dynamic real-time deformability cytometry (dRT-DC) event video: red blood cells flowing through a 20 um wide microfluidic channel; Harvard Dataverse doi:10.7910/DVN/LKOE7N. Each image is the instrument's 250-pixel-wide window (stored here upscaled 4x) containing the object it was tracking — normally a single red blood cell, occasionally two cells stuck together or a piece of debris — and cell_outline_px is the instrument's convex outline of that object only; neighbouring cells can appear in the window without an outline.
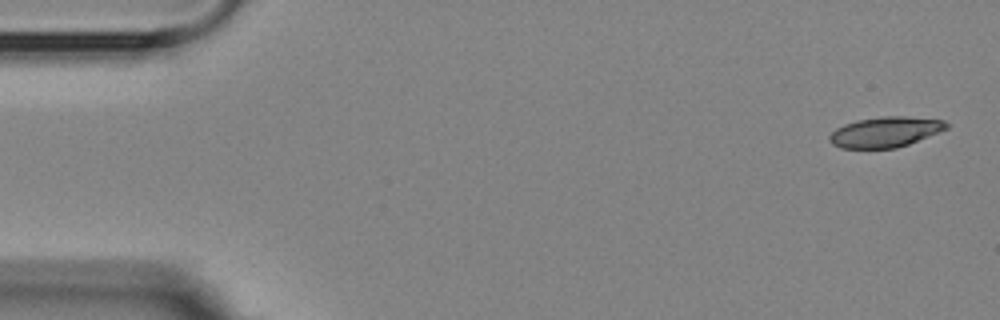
{"species": "Egyptian fruit bat (a non-hibernating species)", "species_latin": "Rousettus aegyptiacus", "temperature_condition": "room temperature", "stored_images_in_passage": 5, "camera_frame_rate_fps": 3000, "um_per_image_px": 0.085, "animal": {"sex": "female"}, "frame": {"image": 1, "passage_image": 1, "time_ms": 0.0, "image_size_px": [1000, 320], "cell_outline_px": [[948, 128], [908, 144], [896, 148], [840, 148], [832, 144], [828, 140], [828, 136], [836, 128], [844, 124], [860, 120], [888, 116], [904, 116], [944, 120], [948, 124]], "centroid_in_image_um": [75.22, 11.22], "position_along_channel_um": 9.8, "area_um2": 20.46}}
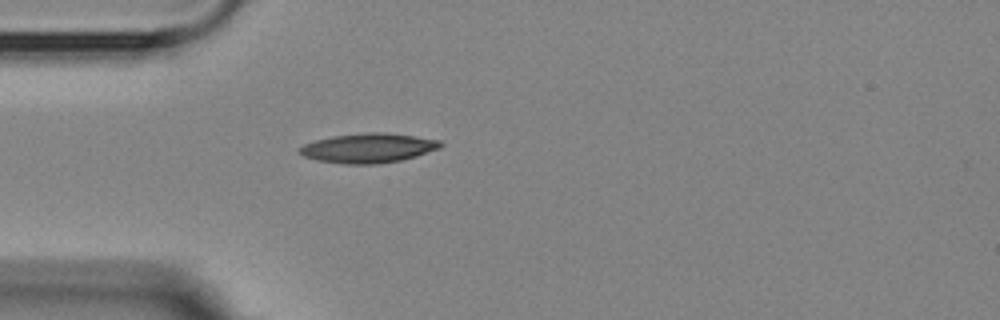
{"frame": {"image": 2, "passage_image": 4, "time_ms": 4.333, "image_size_px": [1000, 320], "cell_outline_px": [[444, 144], [440, 148], [416, 156], [400, 160], [376, 164], [344, 164], [316, 160], [304, 156], [300, 152], [300, 148], [304, 144], [316, 140], [332, 136], [364, 132], [384, 132], [416, 136], [440, 140]], "centroid_in_image_um": [31.33, 12.57], "position_along_channel_um": 53.7, "area_um2": 24.22}}